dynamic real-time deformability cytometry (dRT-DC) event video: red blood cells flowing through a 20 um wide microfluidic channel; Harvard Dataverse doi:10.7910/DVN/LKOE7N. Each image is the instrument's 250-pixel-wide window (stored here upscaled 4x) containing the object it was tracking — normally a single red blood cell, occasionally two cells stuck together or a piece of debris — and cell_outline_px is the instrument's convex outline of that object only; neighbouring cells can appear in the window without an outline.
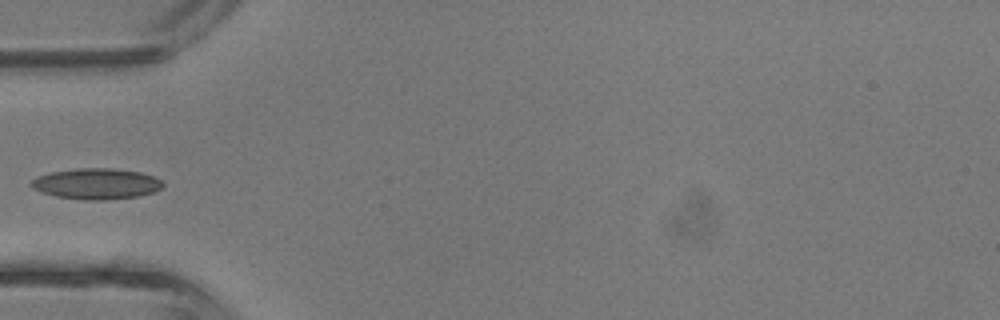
{"species": "common noctule bat (a hibernating species)", "species_latin": "Nyctalus noctula", "temperature_condition": "room temperature", "stored_images_in_passage": 3, "camera_frame_rate_fps": 3000, "um_per_image_px": 0.085, "animal": {"sex": "male", "body_mass_g": 13.3}, "frame": {"image": 1, "passage_image": 3, "time_ms": 0.667, "image_size_px": [1000, 320], "cell_outline_px": [[164, 184], [160, 188], [152, 192], [136, 196], [108, 200], [84, 200], [56, 196], [32, 188], [28, 184], [36, 176], [52, 172], [76, 168], [112, 168], [140, 172], [156, 176]], "centroid_in_image_um": [8.18, 15.61], "position_along_channel_um": 76.8, "area_um2": 23.64}}